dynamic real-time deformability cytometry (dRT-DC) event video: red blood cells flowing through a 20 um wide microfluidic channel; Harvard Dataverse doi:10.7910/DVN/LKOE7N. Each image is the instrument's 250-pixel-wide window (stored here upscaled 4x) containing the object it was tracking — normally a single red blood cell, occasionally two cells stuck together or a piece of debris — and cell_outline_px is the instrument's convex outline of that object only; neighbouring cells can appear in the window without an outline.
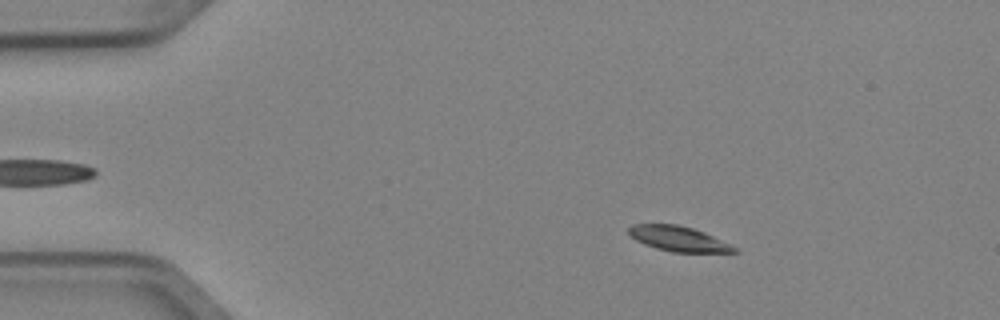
{"species": "Egyptian fruit bat (a non-hibernating species)", "species_latin": "Rousettus aegyptiacus", "temperature_condition": "cold", "stored_images_in_passage": 4, "camera_frame_rate_fps": 3000, "um_per_image_px": 0.085, "animal": {"sex": "female"}, "frame": {"image": 1, "passage_image": 2, "time_ms": 0.333, "image_size_px": [1000, 320], "cell_outline_px": [[740, 252], [672, 252], [656, 248], [644, 244], [636, 240], [628, 232], [628, 228], [632, 224], [676, 224], [692, 228], [704, 232], [736, 248]], "centroid_in_image_um": [57.63, 20.29], "position_along_channel_um": 27.4, "area_um2": 15.14}}
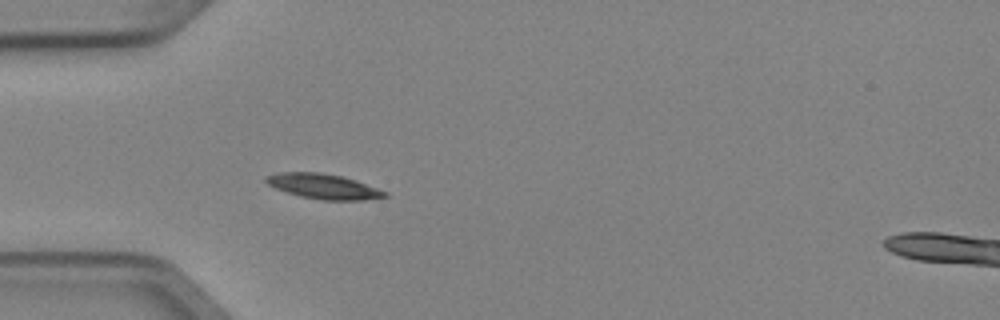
{"frame": {"image": 2, "passage_image": 4, "time_ms": 1.0, "image_size_px": [1000, 320], "cell_outline_px": [[388, 196], [364, 200], [324, 200], [300, 196], [276, 188], [268, 184], [264, 180], [264, 176], [276, 172], [320, 172], [340, 176], [356, 180], [388, 192]], "centroid_in_image_um": [27.48, 15.83], "position_along_channel_um": 57.5, "area_um2": 17.28}}